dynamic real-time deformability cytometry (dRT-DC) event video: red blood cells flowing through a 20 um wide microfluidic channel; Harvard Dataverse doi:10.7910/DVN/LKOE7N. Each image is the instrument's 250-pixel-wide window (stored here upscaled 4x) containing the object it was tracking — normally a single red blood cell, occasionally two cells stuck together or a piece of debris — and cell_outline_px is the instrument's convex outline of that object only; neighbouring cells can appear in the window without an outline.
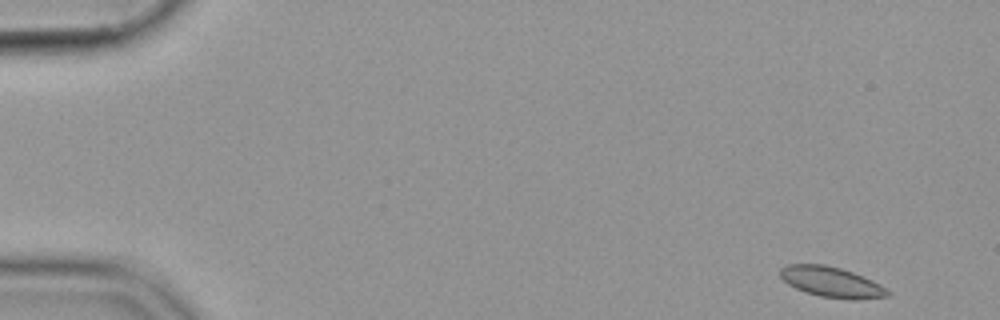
{"species": "common noctule bat (a hibernating species)", "species_latin": "Nyctalus noctula", "temperature_condition": "cold", "stored_images_in_passage": 54, "segment_of_instrument_passage": [1, 2], "camera_frame_rate_fps": 3000, "um_per_image_px": 0.085, "animal": {"sex": "female", "body_mass_g": 19.9}, "frame": {"image": 1, "passage_image": 1, "time_ms": 0.0, "image_size_px": [1000, 320], "cell_outline_px": [[892, 292], [888, 296], [856, 300], [820, 296], [804, 292], [788, 284], [780, 276], [780, 268], [788, 264], [824, 264], [840, 268], [864, 276], [880, 284]], "centroid_in_image_um": [70.69, 23.97], "position_along_channel_um": 14.3, "area_um2": 19.07}}
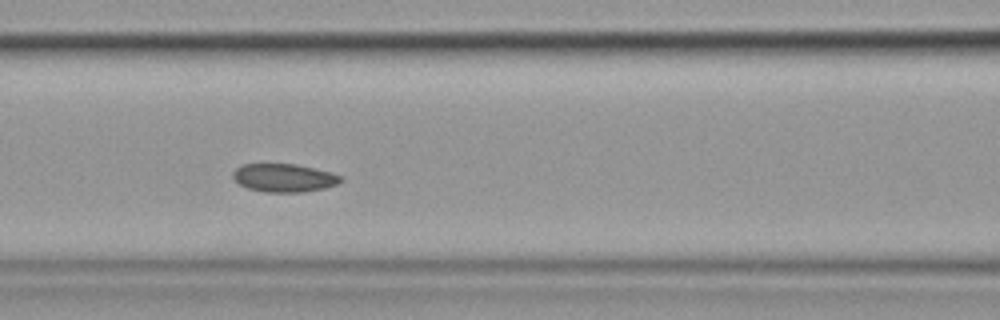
{"frame": {"image": 2, "passage_image": 22, "time_ms": 7.0, "image_size_px": [1000, 320], "cell_outline_px": [[344, 180], [336, 184], [324, 188], [304, 192], [264, 192], [248, 188], [240, 184], [232, 176], [232, 172], [240, 164], [296, 164], [332, 172], [344, 176]], "centroid_in_image_um": [24.17, 15.11], "position_along_channel_um": 142.4, "area_um2": 17.86}}
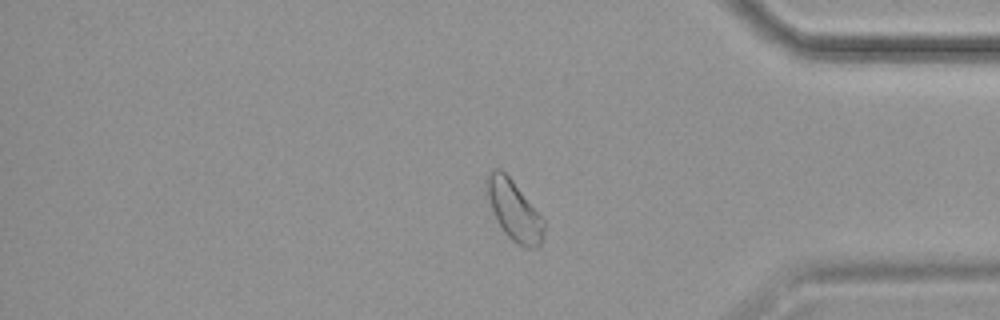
{"frame": {"image": 3, "passage_image": 44, "time_ms": 14.333, "image_size_px": [1000, 320], "cell_outline_px": [[544, 232], [540, 244], [536, 248], [524, 248], [512, 240], [504, 232], [496, 220], [488, 196], [484, 180], [488, 172], [492, 168], [500, 168], [512, 180], [544, 220]], "centroid_in_image_um": [43.67, 17.87], "position_along_channel_um": 391.5, "area_um2": 19.77}}